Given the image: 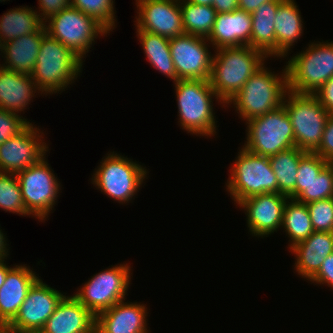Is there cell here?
Segmentation results:
<instances>
[{
  "label": "cell",
  "mask_w": 333,
  "mask_h": 333,
  "mask_svg": "<svg viewBox=\"0 0 333 333\" xmlns=\"http://www.w3.org/2000/svg\"><path fill=\"white\" fill-rule=\"evenodd\" d=\"M210 84L226 104L269 59L251 46L225 47L214 50Z\"/></svg>",
  "instance_id": "6da1fadb"
},
{
  "label": "cell",
  "mask_w": 333,
  "mask_h": 333,
  "mask_svg": "<svg viewBox=\"0 0 333 333\" xmlns=\"http://www.w3.org/2000/svg\"><path fill=\"white\" fill-rule=\"evenodd\" d=\"M178 107V125L182 130L196 136L217 135V120L213 99L225 104L216 95L209 80H178L173 82Z\"/></svg>",
  "instance_id": "7a4b0ae2"
},
{
  "label": "cell",
  "mask_w": 333,
  "mask_h": 333,
  "mask_svg": "<svg viewBox=\"0 0 333 333\" xmlns=\"http://www.w3.org/2000/svg\"><path fill=\"white\" fill-rule=\"evenodd\" d=\"M83 62L85 60L45 33L31 77L41 95L61 94L80 77Z\"/></svg>",
  "instance_id": "3957f363"
},
{
  "label": "cell",
  "mask_w": 333,
  "mask_h": 333,
  "mask_svg": "<svg viewBox=\"0 0 333 333\" xmlns=\"http://www.w3.org/2000/svg\"><path fill=\"white\" fill-rule=\"evenodd\" d=\"M288 91L286 67L279 75L264 64L225 107H234L240 119L246 122L281 106Z\"/></svg>",
  "instance_id": "277c9868"
},
{
  "label": "cell",
  "mask_w": 333,
  "mask_h": 333,
  "mask_svg": "<svg viewBox=\"0 0 333 333\" xmlns=\"http://www.w3.org/2000/svg\"><path fill=\"white\" fill-rule=\"evenodd\" d=\"M305 50L286 62L288 90L297 94H315L333 77V41L310 42Z\"/></svg>",
  "instance_id": "5b68a950"
},
{
  "label": "cell",
  "mask_w": 333,
  "mask_h": 333,
  "mask_svg": "<svg viewBox=\"0 0 333 333\" xmlns=\"http://www.w3.org/2000/svg\"><path fill=\"white\" fill-rule=\"evenodd\" d=\"M146 167L116 152H108L91 177V183L114 202L131 203L145 184ZM146 178V179H145Z\"/></svg>",
  "instance_id": "8992f818"
},
{
  "label": "cell",
  "mask_w": 333,
  "mask_h": 333,
  "mask_svg": "<svg viewBox=\"0 0 333 333\" xmlns=\"http://www.w3.org/2000/svg\"><path fill=\"white\" fill-rule=\"evenodd\" d=\"M229 169L226 191L236 206L244 199L264 193H278V183L269 157L251 153L244 147Z\"/></svg>",
  "instance_id": "52a82bcc"
},
{
  "label": "cell",
  "mask_w": 333,
  "mask_h": 333,
  "mask_svg": "<svg viewBox=\"0 0 333 333\" xmlns=\"http://www.w3.org/2000/svg\"><path fill=\"white\" fill-rule=\"evenodd\" d=\"M244 147L251 153L264 157L295 147L291 119L282 104L262 116L246 121Z\"/></svg>",
  "instance_id": "ba28073f"
},
{
  "label": "cell",
  "mask_w": 333,
  "mask_h": 333,
  "mask_svg": "<svg viewBox=\"0 0 333 333\" xmlns=\"http://www.w3.org/2000/svg\"><path fill=\"white\" fill-rule=\"evenodd\" d=\"M283 105L291 119L295 147L305 152H314L321 143L330 113L314 94L288 91Z\"/></svg>",
  "instance_id": "9c48e42d"
},
{
  "label": "cell",
  "mask_w": 333,
  "mask_h": 333,
  "mask_svg": "<svg viewBox=\"0 0 333 333\" xmlns=\"http://www.w3.org/2000/svg\"><path fill=\"white\" fill-rule=\"evenodd\" d=\"M44 26L50 37L60 41L82 61L96 39L109 35V32L93 17L73 7L56 13L45 21Z\"/></svg>",
  "instance_id": "30bf717a"
},
{
  "label": "cell",
  "mask_w": 333,
  "mask_h": 333,
  "mask_svg": "<svg viewBox=\"0 0 333 333\" xmlns=\"http://www.w3.org/2000/svg\"><path fill=\"white\" fill-rule=\"evenodd\" d=\"M128 263L112 265L82 283L73 296L95 316L111 308L116 303L126 300L131 284V270Z\"/></svg>",
  "instance_id": "8fae6325"
},
{
  "label": "cell",
  "mask_w": 333,
  "mask_h": 333,
  "mask_svg": "<svg viewBox=\"0 0 333 333\" xmlns=\"http://www.w3.org/2000/svg\"><path fill=\"white\" fill-rule=\"evenodd\" d=\"M46 157L16 174L27 212L41 222L49 218L62 190Z\"/></svg>",
  "instance_id": "7c38bea8"
},
{
  "label": "cell",
  "mask_w": 333,
  "mask_h": 333,
  "mask_svg": "<svg viewBox=\"0 0 333 333\" xmlns=\"http://www.w3.org/2000/svg\"><path fill=\"white\" fill-rule=\"evenodd\" d=\"M209 44L207 38L191 34L170 39V53L179 80L210 79L214 54Z\"/></svg>",
  "instance_id": "4fadbf2b"
},
{
  "label": "cell",
  "mask_w": 333,
  "mask_h": 333,
  "mask_svg": "<svg viewBox=\"0 0 333 333\" xmlns=\"http://www.w3.org/2000/svg\"><path fill=\"white\" fill-rule=\"evenodd\" d=\"M30 123L0 145V172L17 174L36 164L49 151L44 130ZM44 141V142H43Z\"/></svg>",
  "instance_id": "5bb4252c"
},
{
  "label": "cell",
  "mask_w": 333,
  "mask_h": 333,
  "mask_svg": "<svg viewBox=\"0 0 333 333\" xmlns=\"http://www.w3.org/2000/svg\"><path fill=\"white\" fill-rule=\"evenodd\" d=\"M66 296L38 279L29 289L17 316L8 325L19 333L40 332L50 315Z\"/></svg>",
  "instance_id": "9a60e30c"
},
{
  "label": "cell",
  "mask_w": 333,
  "mask_h": 333,
  "mask_svg": "<svg viewBox=\"0 0 333 333\" xmlns=\"http://www.w3.org/2000/svg\"><path fill=\"white\" fill-rule=\"evenodd\" d=\"M180 0H135L136 31H147L168 39L185 34Z\"/></svg>",
  "instance_id": "2e32d148"
},
{
  "label": "cell",
  "mask_w": 333,
  "mask_h": 333,
  "mask_svg": "<svg viewBox=\"0 0 333 333\" xmlns=\"http://www.w3.org/2000/svg\"><path fill=\"white\" fill-rule=\"evenodd\" d=\"M288 199V196L281 193H264L242 200L237 207L247 216L250 235L264 238L281 229Z\"/></svg>",
  "instance_id": "e0dca14e"
},
{
  "label": "cell",
  "mask_w": 333,
  "mask_h": 333,
  "mask_svg": "<svg viewBox=\"0 0 333 333\" xmlns=\"http://www.w3.org/2000/svg\"><path fill=\"white\" fill-rule=\"evenodd\" d=\"M125 301L96 315L95 333H149L146 304Z\"/></svg>",
  "instance_id": "ac0fdd59"
},
{
  "label": "cell",
  "mask_w": 333,
  "mask_h": 333,
  "mask_svg": "<svg viewBox=\"0 0 333 333\" xmlns=\"http://www.w3.org/2000/svg\"><path fill=\"white\" fill-rule=\"evenodd\" d=\"M26 265H13L0 288V326H8L14 320L29 289L40 277Z\"/></svg>",
  "instance_id": "d6986e66"
},
{
  "label": "cell",
  "mask_w": 333,
  "mask_h": 333,
  "mask_svg": "<svg viewBox=\"0 0 333 333\" xmlns=\"http://www.w3.org/2000/svg\"><path fill=\"white\" fill-rule=\"evenodd\" d=\"M96 316L73 295L65 296L41 333H95Z\"/></svg>",
  "instance_id": "ffe728a7"
},
{
  "label": "cell",
  "mask_w": 333,
  "mask_h": 333,
  "mask_svg": "<svg viewBox=\"0 0 333 333\" xmlns=\"http://www.w3.org/2000/svg\"><path fill=\"white\" fill-rule=\"evenodd\" d=\"M251 14L241 9L217 13L207 40L215 50L225 47L251 46Z\"/></svg>",
  "instance_id": "44dd1931"
},
{
  "label": "cell",
  "mask_w": 333,
  "mask_h": 333,
  "mask_svg": "<svg viewBox=\"0 0 333 333\" xmlns=\"http://www.w3.org/2000/svg\"><path fill=\"white\" fill-rule=\"evenodd\" d=\"M289 250L295 257V273L309 281L319 271L324 259L333 252V232L314 231Z\"/></svg>",
  "instance_id": "7402d4cb"
},
{
  "label": "cell",
  "mask_w": 333,
  "mask_h": 333,
  "mask_svg": "<svg viewBox=\"0 0 333 333\" xmlns=\"http://www.w3.org/2000/svg\"><path fill=\"white\" fill-rule=\"evenodd\" d=\"M35 93L41 94L31 76L0 66V109L22 116L21 113L29 109L26 107L33 101Z\"/></svg>",
  "instance_id": "603a6c76"
},
{
  "label": "cell",
  "mask_w": 333,
  "mask_h": 333,
  "mask_svg": "<svg viewBox=\"0 0 333 333\" xmlns=\"http://www.w3.org/2000/svg\"><path fill=\"white\" fill-rule=\"evenodd\" d=\"M46 33L45 26L38 32L21 36L2 44L3 62L0 66L14 72L31 76L36 57ZM4 55V56H3Z\"/></svg>",
  "instance_id": "cb8c5ba5"
},
{
  "label": "cell",
  "mask_w": 333,
  "mask_h": 333,
  "mask_svg": "<svg viewBox=\"0 0 333 333\" xmlns=\"http://www.w3.org/2000/svg\"><path fill=\"white\" fill-rule=\"evenodd\" d=\"M303 19L295 0H283L275 15L276 57H287L292 46L303 36ZM281 57V58H280Z\"/></svg>",
  "instance_id": "d4e9b609"
},
{
  "label": "cell",
  "mask_w": 333,
  "mask_h": 333,
  "mask_svg": "<svg viewBox=\"0 0 333 333\" xmlns=\"http://www.w3.org/2000/svg\"><path fill=\"white\" fill-rule=\"evenodd\" d=\"M283 0H273L261 4L251 13L252 32L251 47L263 52L267 57L276 58V35L274 29L275 15Z\"/></svg>",
  "instance_id": "484cf974"
},
{
  "label": "cell",
  "mask_w": 333,
  "mask_h": 333,
  "mask_svg": "<svg viewBox=\"0 0 333 333\" xmlns=\"http://www.w3.org/2000/svg\"><path fill=\"white\" fill-rule=\"evenodd\" d=\"M44 26L39 14L29 6L11 8L0 17V42L38 32Z\"/></svg>",
  "instance_id": "4316f807"
},
{
  "label": "cell",
  "mask_w": 333,
  "mask_h": 333,
  "mask_svg": "<svg viewBox=\"0 0 333 333\" xmlns=\"http://www.w3.org/2000/svg\"><path fill=\"white\" fill-rule=\"evenodd\" d=\"M136 33L150 65L165 77L177 82L179 79L170 53V39L147 31H136Z\"/></svg>",
  "instance_id": "83f0119b"
},
{
  "label": "cell",
  "mask_w": 333,
  "mask_h": 333,
  "mask_svg": "<svg viewBox=\"0 0 333 333\" xmlns=\"http://www.w3.org/2000/svg\"><path fill=\"white\" fill-rule=\"evenodd\" d=\"M305 151L292 147L270 156L269 161L278 183V193L295 199L297 170Z\"/></svg>",
  "instance_id": "f1b7e54d"
},
{
  "label": "cell",
  "mask_w": 333,
  "mask_h": 333,
  "mask_svg": "<svg viewBox=\"0 0 333 333\" xmlns=\"http://www.w3.org/2000/svg\"><path fill=\"white\" fill-rule=\"evenodd\" d=\"M281 229L284 230L283 232L289 238L288 249L307 239L314 232L305 203L290 198L287 200L284 207Z\"/></svg>",
  "instance_id": "f546056e"
},
{
  "label": "cell",
  "mask_w": 333,
  "mask_h": 333,
  "mask_svg": "<svg viewBox=\"0 0 333 333\" xmlns=\"http://www.w3.org/2000/svg\"><path fill=\"white\" fill-rule=\"evenodd\" d=\"M179 3L185 34L208 38L217 14L213 6L198 5L186 0H180Z\"/></svg>",
  "instance_id": "4dcf8cb0"
},
{
  "label": "cell",
  "mask_w": 333,
  "mask_h": 333,
  "mask_svg": "<svg viewBox=\"0 0 333 333\" xmlns=\"http://www.w3.org/2000/svg\"><path fill=\"white\" fill-rule=\"evenodd\" d=\"M0 209L19 216H31L25 208L19 180L14 173L0 172Z\"/></svg>",
  "instance_id": "1f68e13d"
},
{
  "label": "cell",
  "mask_w": 333,
  "mask_h": 333,
  "mask_svg": "<svg viewBox=\"0 0 333 333\" xmlns=\"http://www.w3.org/2000/svg\"><path fill=\"white\" fill-rule=\"evenodd\" d=\"M114 2L115 0H71V7L93 17L110 33L117 23Z\"/></svg>",
  "instance_id": "d6a6232c"
},
{
  "label": "cell",
  "mask_w": 333,
  "mask_h": 333,
  "mask_svg": "<svg viewBox=\"0 0 333 333\" xmlns=\"http://www.w3.org/2000/svg\"><path fill=\"white\" fill-rule=\"evenodd\" d=\"M333 197V168L328 164L295 200L311 203Z\"/></svg>",
  "instance_id": "836d02e7"
},
{
  "label": "cell",
  "mask_w": 333,
  "mask_h": 333,
  "mask_svg": "<svg viewBox=\"0 0 333 333\" xmlns=\"http://www.w3.org/2000/svg\"><path fill=\"white\" fill-rule=\"evenodd\" d=\"M328 164V161L315 152H305L301 156L297 170L295 198L306 189V186L316 178Z\"/></svg>",
  "instance_id": "e575fe53"
},
{
  "label": "cell",
  "mask_w": 333,
  "mask_h": 333,
  "mask_svg": "<svg viewBox=\"0 0 333 333\" xmlns=\"http://www.w3.org/2000/svg\"><path fill=\"white\" fill-rule=\"evenodd\" d=\"M314 231L333 232V197L306 204Z\"/></svg>",
  "instance_id": "d590c367"
},
{
  "label": "cell",
  "mask_w": 333,
  "mask_h": 333,
  "mask_svg": "<svg viewBox=\"0 0 333 333\" xmlns=\"http://www.w3.org/2000/svg\"><path fill=\"white\" fill-rule=\"evenodd\" d=\"M27 118L16 113L0 109V145L11 137L18 135L30 123Z\"/></svg>",
  "instance_id": "8d00e7d4"
},
{
  "label": "cell",
  "mask_w": 333,
  "mask_h": 333,
  "mask_svg": "<svg viewBox=\"0 0 333 333\" xmlns=\"http://www.w3.org/2000/svg\"><path fill=\"white\" fill-rule=\"evenodd\" d=\"M314 152L328 162L333 160V113H330L326 121L321 143Z\"/></svg>",
  "instance_id": "74e56055"
},
{
  "label": "cell",
  "mask_w": 333,
  "mask_h": 333,
  "mask_svg": "<svg viewBox=\"0 0 333 333\" xmlns=\"http://www.w3.org/2000/svg\"><path fill=\"white\" fill-rule=\"evenodd\" d=\"M38 5L36 12L39 14L40 19L45 23V21L56 13L71 7V0H38Z\"/></svg>",
  "instance_id": "f35d334b"
},
{
  "label": "cell",
  "mask_w": 333,
  "mask_h": 333,
  "mask_svg": "<svg viewBox=\"0 0 333 333\" xmlns=\"http://www.w3.org/2000/svg\"><path fill=\"white\" fill-rule=\"evenodd\" d=\"M309 281L315 285H327L333 290V252L324 259L319 271Z\"/></svg>",
  "instance_id": "ab89813d"
},
{
  "label": "cell",
  "mask_w": 333,
  "mask_h": 333,
  "mask_svg": "<svg viewBox=\"0 0 333 333\" xmlns=\"http://www.w3.org/2000/svg\"><path fill=\"white\" fill-rule=\"evenodd\" d=\"M314 95L329 113H333V77L328 80Z\"/></svg>",
  "instance_id": "60d3db41"
},
{
  "label": "cell",
  "mask_w": 333,
  "mask_h": 333,
  "mask_svg": "<svg viewBox=\"0 0 333 333\" xmlns=\"http://www.w3.org/2000/svg\"><path fill=\"white\" fill-rule=\"evenodd\" d=\"M212 6L217 13H230L239 9L238 0H213Z\"/></svg>",
  "instance_id": "b9f144b4"
},
{
  "label": "cell",
  "mask_w": 333,
  "mask_h": 333,
  "mask_svg": "<svg viewBox=\"0 0 333 333\" xmlns=\"http://www.w3.org/2000/svg\"><path fill=\"white\" fill-rule=\"evenodd\" d=\"M273 0H238V6L239 9L247 12V13H253L257 8L263 4L268 3Z\"/></svg>",
  "instance_id": "7bdbcfd3"
},
{
  "label": "cell",
  "mask_w": 333,
  "mask_h": 333,
  "mask_svg": "<svg viewBox=\"0 0 333 333\" xmlns=\"http://www.w3.org/2000/svg\"><path fill=\"white\" fill-rule=\"evenodd\" d=\"M6 234L4 235L2 229L0 228V260L7 259L9 257V244L7 243Z\"/></svg>",
  "instance_id": "ee69618b"
},
{
  "label": "cell",
  "mask_w": 333,
  "mask_h": 333,
  "mask_svg": "<svg viewBox=\"0 0 333 333\" xmlns=\"http://www.w3.org/2000/svg\"><path fill=\"white\" fill-rule=\"evenodd\" d=\"M7 259L0 260V288L5 282L7 273L13 268L6 263Z\"/></svg>",
  "instance_id": "f6af8a7d"
},
{
  "label": "cell",
  "mask_w": 333,
  "mask_h": 333,
  "mask_svg": "<svg viewBox=\"0 0 333 333\" xmlns=\"http://www.w3.org/2000/svg\"><path fill=\"white\" fill-rule=\"evenodd\" d=\"M188 2L198 4V5H208L212 6L213 0H186Z\"/></svg>",
  "instance_id": "bcb514c9"
},
{
  "label": "cell",
  "mask_w": 333,
  "mask_h": 333,
  "mask_svg": "<svg viewBox=\"0 0 333 333\" xmlns=\"http://www.w3.org/2000/svg\"><path fill=\"white\" fill-rule=\"evenodd\" d=\"M0 333H19V332L10 329L8 326H0Z\"/></svg>",
  "instance_id": "7dc6e473"
},
{
  "label": "cell",
  "mask_w": 333,
  "mask_h": 333,
  "mask_svg": "<svg viewBox=\"0 0 333 333\" xmlns=\"http://www.w3.org/2000/svg\"><path fill=\"white\" fill-rule=\"evenodd\" d=\"M0 56H2L1 54H2V43L0 42ZM0 65H1V63H0Z\"/></svg>",
  "instance_id": "c3c4849f"
},
{
  "label": "cell",
  "mask_w": 333,
  "mask_h": 333,
  "mask_svg": "<svg viewBox=\"0 0 333 333\" xmlns=\"http://www.w3.org/2000/svg\"><path fill=\"white\" fill-rule=\"evenodd\" d=\"M330 166L333 168V160L329 162Z\"/></svg>",
  "instance_id": "681fc988"
}]
</instances>
